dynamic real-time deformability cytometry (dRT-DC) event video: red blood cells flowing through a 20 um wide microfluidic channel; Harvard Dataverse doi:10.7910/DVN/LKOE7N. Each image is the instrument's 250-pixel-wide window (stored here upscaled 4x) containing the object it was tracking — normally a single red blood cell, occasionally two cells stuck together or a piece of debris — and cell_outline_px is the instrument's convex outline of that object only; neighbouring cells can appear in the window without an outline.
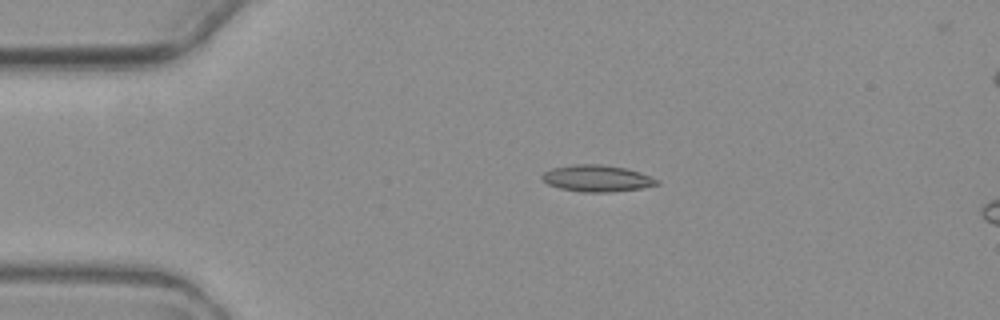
{"species": "common noctule bat (a hibernating species)", "species_latin": "Nyctalus noctula", "temperature_condition": "warm", "stored_images_in_passage": 6, "camera_frame_rate_fps": 3000, "um_per_image_px": 0.085, "animal": {"sex": "female", "body_mass_g": 19.3, "forearm_length_mm": 54.1}, "frame": {"image": 1, "passage_image": 4, "time_ms": 3.333, "image_size_px": [1000, 320], "cell_outline_px": [[660, 184], [640, 188], [608, 192], [584, 192], [560, 188], [548, 184], [540, 176], [544, 172], [552, 168], [572, 164], [600, 164], [624, 168], [640, 172], [656, 180]], "centroid_in_image_um": [50.7, 15.15], "position_along_channel_um": 34.3, "area_um2": 17.51}}